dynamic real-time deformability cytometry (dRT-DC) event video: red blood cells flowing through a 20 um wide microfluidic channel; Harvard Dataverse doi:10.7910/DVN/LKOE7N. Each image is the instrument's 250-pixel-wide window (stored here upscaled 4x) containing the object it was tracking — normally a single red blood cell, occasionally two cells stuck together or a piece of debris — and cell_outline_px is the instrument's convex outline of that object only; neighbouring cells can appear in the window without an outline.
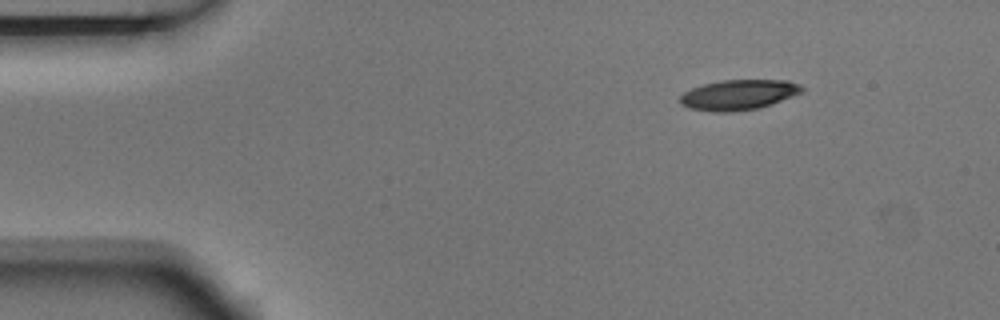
{"species": "Egyptian fruit bat (a non-hibernating species)", "species_latin": "Rousettus aegyptiacus", "temperature_condition": "room temperature", "stored_images_in_passage": 3, "camera_frame_rate_fps": 3000, "um_per_image_px": 0.085, "animal": {"sex": "male"}, "frame": {"image": 1, "passage_image": 1, "time_ms": 0.0, "image_size_px": [1000, 320], "cell_outline_px": [[804, 88], [800, 92], [780, 100], [756, 108], [728, 112], [712, 112], [688, 108], [680, 104], [680, 96], [684, 92], [692, 88], [704, 84], [724, 80], [788, 80], [800, 84]], "centroid_in_image_um": [62.72, 8.05], "position_along_channel_um": 22.3, "area_um2": 21.1}}
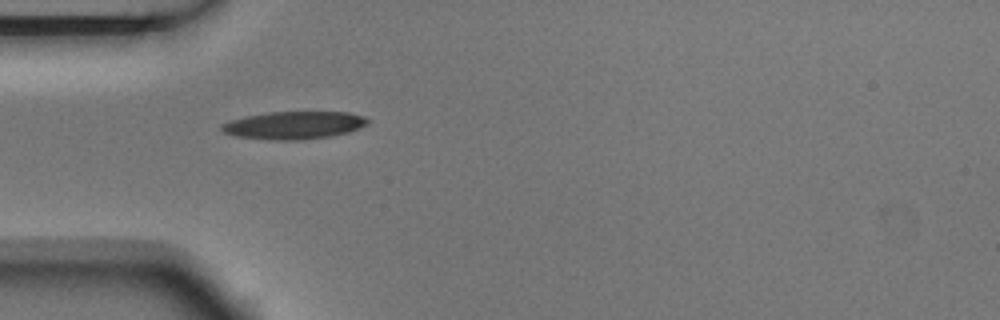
{"frame": {"image": 2, "passage_image": 3, "time_ms": 0.667, "image_size_px": [1000, 320], "cell_outline_px": [[368, 124], [348, 132], [328, 136], [296, 140], [276, 140], [236, 136], [224, 132], [220, 128], [220, 124], [232, 120], [248, 116], [268, 112], [348, 112], [364, 116], [368, 120]], "centroid_in_image_um": [24.99, 10.63], "position_along_channel_um": 60.0, "area_um2": 23.24}}